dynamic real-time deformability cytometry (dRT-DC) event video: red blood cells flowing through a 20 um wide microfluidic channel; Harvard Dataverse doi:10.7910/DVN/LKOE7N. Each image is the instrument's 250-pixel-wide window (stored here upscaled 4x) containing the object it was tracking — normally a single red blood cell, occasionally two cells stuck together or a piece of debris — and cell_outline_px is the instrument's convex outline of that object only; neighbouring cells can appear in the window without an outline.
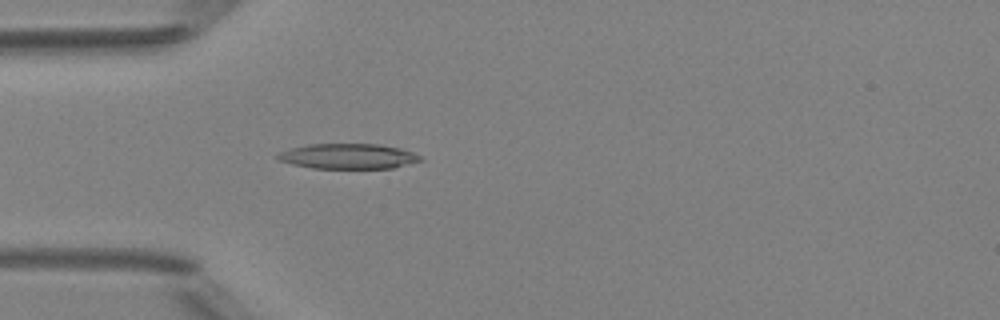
{"species": "Egyptian fruit bat (a non-hibernating species)", "species_latin": "Rousettus aegyptiacus", "temperature_condition": "room temperature", "stored_images_in_passage": 44, "camera_frame_rate_fps": 3000, "um_per_image_px": 0.085, "animal": {"sex": "female"}, "frame": {"image": 1, "passage_image": 10, "time_ms": 3.0, "image_size_px": [1000, 320], "cell_outline_px": [[424, 160], [392, 168], [312, 168], [292, 164], [276, 160], [276, 156], [280, 152], [292, 148], [308, 144], [380, 144], [400, 148], [412, 152], [420, 156]], "centroid_in_image_um": [29.59, 13.28], "position_along_channel_um": 55.4, "area_um2": 20.92}}
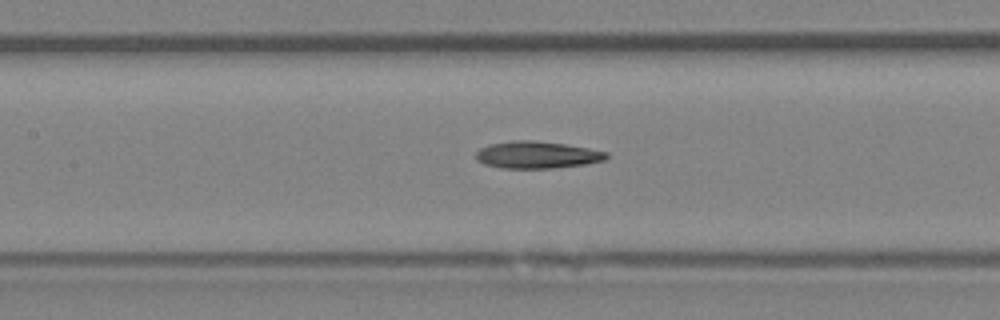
{"frame": {"image": 2, "passage_image": 18, "time_ms": 5.667, "image_size_px": [1000, 320], "cell_outline_px": [[608, 156], [604, 160], [584, 164], [552, 168], [500, 168], [484, 164], [476, 160], [476, 152], [480, 148], [488, 144], [512, 140], [536, 140], [564, 144], [588, 148], [608, 152]], "centroid_in_image_um": [45.6, 13.15], "position_along_channel_um": 161.8, "area_um2": 20.63}}
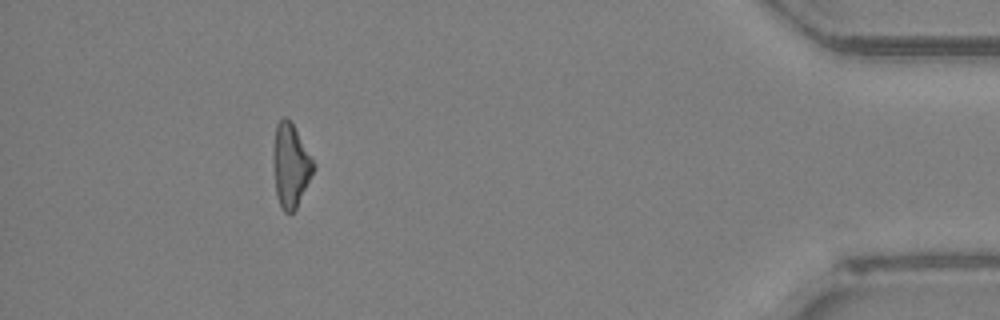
{"frame": {"image": 3, "passage_image": 40, "time_ms": 13.0, "image_size_px": [1000, 320], "cell_outline_px": [[316, 168], [296, 208], [292, 212], [284, 212], [280, 208], [276, 196], [276, 124], [284, 116], [292, 124], [316, 164]], "centroid_in_image_um": [24.77, 14.13], "position_along_channel_um": 410.4, "area_um2": 18.55}, "authors_computed_cell_mechanics": {"area_um2": 20.4612, "velocity_mm_per_s": 4.2113, "shape_relaxation_time_tau1_ms": 5.0565, "shape_relaxation_time_tau2_ms": null, "deformation_change_tau1": 0.1525, "deformation_change_tau2": null}}